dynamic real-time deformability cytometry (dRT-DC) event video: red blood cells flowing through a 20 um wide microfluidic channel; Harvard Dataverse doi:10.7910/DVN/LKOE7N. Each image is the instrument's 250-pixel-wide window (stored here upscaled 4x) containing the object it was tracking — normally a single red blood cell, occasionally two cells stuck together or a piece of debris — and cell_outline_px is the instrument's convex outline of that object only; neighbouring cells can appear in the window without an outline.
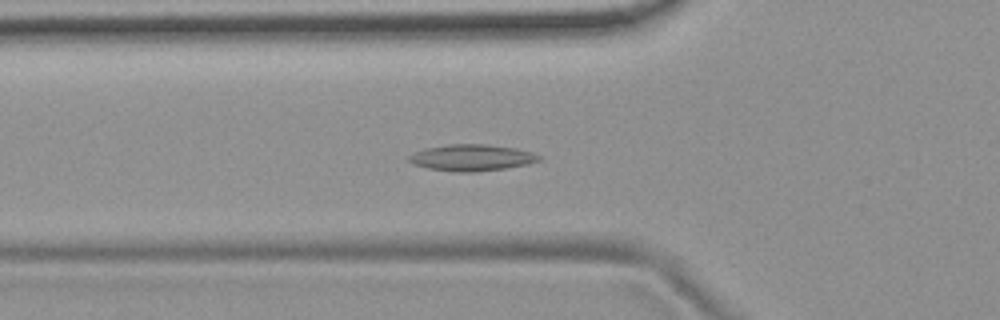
{"species": "common noctule bat (a hibernating species)", "species_latin": "Nyctalus noctula", "temperature_condition": "room temperature", "stored_images_in_passage": 47, "camera_frame_rate_fps": 3000, "um_per_image_px": 0.085, "animal": {"sex": "female", "body_mass_g": 19.9}, "frame": {"image": 1, "passage_image": 12, "time_ms": 3.667, "image_size_px": [1000, 320], "cell_outline_px": [[540, 160], [528, 164], [504, 168], [476, 172], [456, 172], [428, 168], [412, 164], [408, 160], [408, 156], [416, 152], [428, 148], [448, 144], [488, 144], [516, 148], [532, 152], [540, 156]], "centroid_in_image_um": [40.1, 13.4], "position_along_channel_um": 85.7, "area_um2": 19.94}}
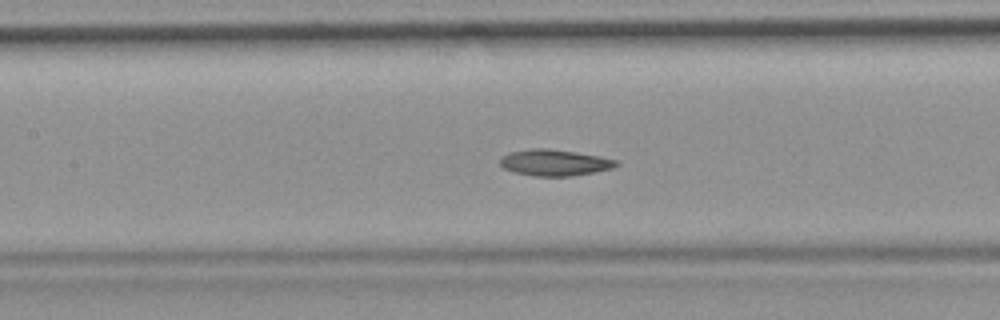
{"frame": {"image": 2, "passage_image": 18, "time_ms": 5.667, "image_size_px": [1000, 320], "cell_outline_px": [[620, 164], [612, 168], [572, 176], [532, 176], [512, 172], [504, 168], [500, 164], [500, 156], [508, 152], [532, 148], [548, 148], [576, 152], [600, 156], [616, 160]], "centroid_in_image_um": [47.09, 13.81], "position_along_channel_um": 160.3, "area_um2": 17.92}}
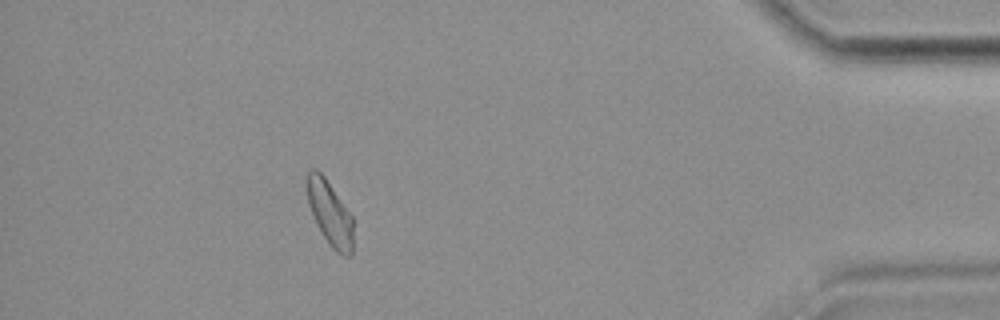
{"frame": {"image": 3, "passage_image": 42, "time_ms": 13.667, "image_size_px": [1000, 320], "cell_outline_px": [[352, 256], [344, 256], [336, 252], [328, 244], [316, 224], [308, 204], [308, 172], [312, 168], [316, 168], [324, 176], [352, 216]], "centroid_in_image_um": [28.04, 18.16], "position_along_channel_um": 407.2, "area_um2": 17.11}, "authors_computed_cell_mechanics": {"area_um2": 17.8024, "velocity_mm_per_s": 3.7112, "shape_relaxation_time_tau1_ms": null, "shape_relaxation_time_tau2_ms": 5.1521, "deformation_change_tau1": null, "deformation_change_tau2": 0.1069}}